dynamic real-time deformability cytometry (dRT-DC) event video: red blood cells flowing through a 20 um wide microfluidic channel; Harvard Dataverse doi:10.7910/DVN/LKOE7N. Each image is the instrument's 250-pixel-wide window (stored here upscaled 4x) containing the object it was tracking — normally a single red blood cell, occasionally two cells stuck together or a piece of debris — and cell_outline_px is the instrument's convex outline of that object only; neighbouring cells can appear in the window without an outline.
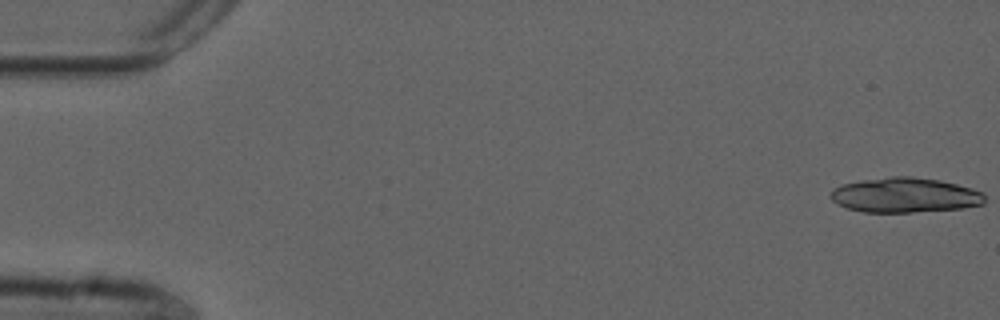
{"species": "common noctule bat (a hibernating species)", "species_latin": "Nyctalus noctula", "temperature_condition": "cold", "stored_images_in_passage": 47, "camera_frame_rate_fps": 3000, "um_per_image_px": 0.085, "animal": {"sex": "male", "forearm_length_mm": 52.5}, "frame": {"image": 1, "passage_image": 1, "time_ms": 0.0, "image_size_px": [1000, 320], "cell_outline_px": [[984, 204], [964, 208], [912, 212], [864, 212], [848, 208], [832, 200], [832, 188], [844, 184], [864, 180], [892, 176], [912, 176], [940, 180], [972, 188], [984, 192]], "centroid_in_image_um": [76.97, 16.58], "position_along_channel_um": 8.0, "area_um2": 31.15}}
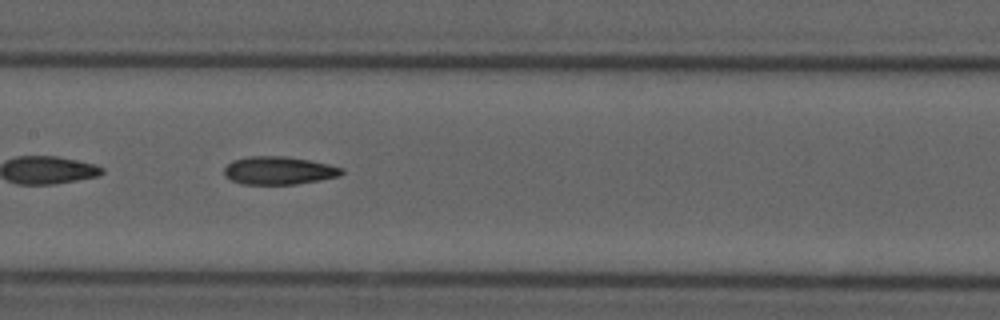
{"frame": {"image": 2, "passage_image": 27, "time_ms": 8.667, "image_size_px": [1000, 320], "cell_outline_px": [[344, 172], [340, 176], [320, 180], [296, 184], [244, 184], [232, 180], [224, 176], [224, 168], [232, 160], [248, 156], [284, 156], [308, 160], [328, 164], [344, 168]], "centroid_in_image_um": [23.7, 14.49], "position_along_channel_um": 183.7, "area_um2": 19.19}}
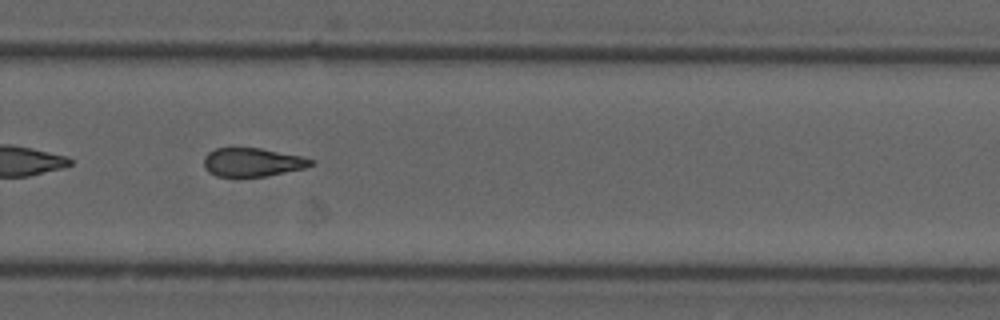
{"frame": {"image": 3, "passage_image": 37, "time_ms": 12.0, "image_size_px": [1000, 320], "cell_outline_px": [[316, 164], [304, 168], [264, 176], [216, 176], [208, 172], [204, 168], [204, 156], [208, 152], [216, 148], [260, 148], [300, 156], [316, 160]], "centroid_in_image_um": [21.45, 13.78], "position_along_channel_um": 308.4, "area_um2": 17.74}, "authors_computed_cell_mechanics": {"area_um2": 19.1896, "velocity_mm_per_s": 3.7578, "shape_relaxation_time_tau1_ms": null, "shape_relaxation_time_tau2_ms": 4.6605, "deformation_change_tau1": null, "deformation_change_tau2": 0.141}}